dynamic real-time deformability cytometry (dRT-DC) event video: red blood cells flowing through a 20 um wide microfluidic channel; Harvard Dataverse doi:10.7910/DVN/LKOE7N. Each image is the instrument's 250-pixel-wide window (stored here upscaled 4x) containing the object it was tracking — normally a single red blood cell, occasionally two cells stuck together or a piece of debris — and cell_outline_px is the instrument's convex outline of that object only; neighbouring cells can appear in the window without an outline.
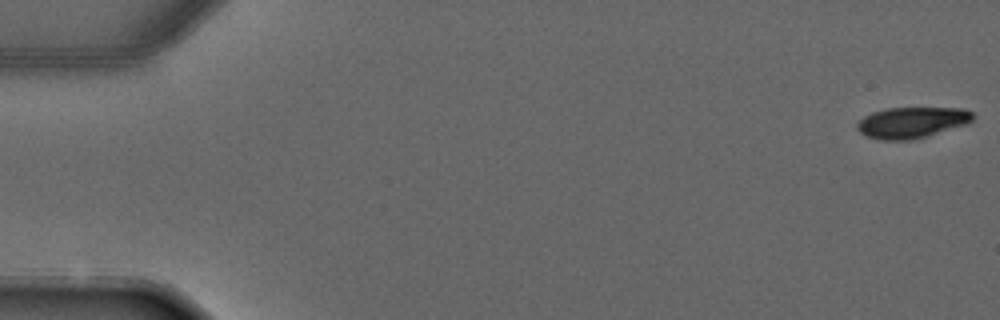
{"species": "common noctule bat (a hibernating species)", "species_latin": "Nyctalus noctula", "temperature_condition": "warm", "stored_images_in_passage": 4, "camera_frame_rate_fps": 3000, "um_per_image_px": 0.085, "animal": {"sex": "male", "forearm_length_mm": 52.5}, "frame": {"image": 1, "passage_image": 4, "time_ms": 3.667, "image_size_px": [1000, 320], "cell_outline_px": [[972, 120], [968, 124], [928, 136], [912, 140], [880, 140], [868, 136], [860, 132], [856, 128], [856, 124], [864, 116], [872, 112], [888, 108], [964, 108], [972, 112]], "centroid_in_image_um": [77.51, 10.41], "position_along_channel_um": 7.5, "area_um2": 20.98}}